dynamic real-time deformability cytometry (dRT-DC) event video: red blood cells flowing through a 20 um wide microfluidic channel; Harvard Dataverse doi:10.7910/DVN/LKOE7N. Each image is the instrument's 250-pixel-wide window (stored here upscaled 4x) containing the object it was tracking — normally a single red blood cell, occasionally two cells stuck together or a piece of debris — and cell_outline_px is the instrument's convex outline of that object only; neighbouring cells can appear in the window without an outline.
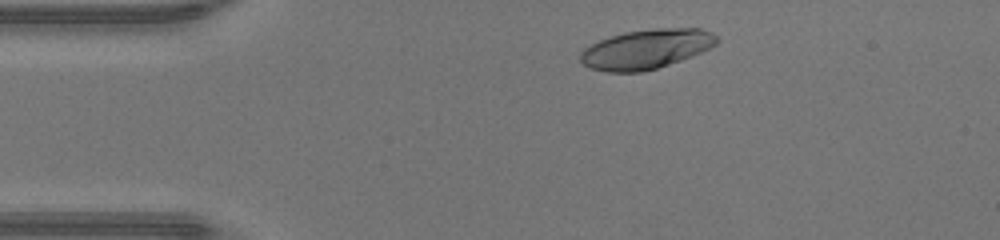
{"species": "human", "species_latin": "Homo sapiens", "temperature_condition": "warm", "stored_images_in_passage": 37, "camera_frame_rate_fps": 3000, "um_per_image_px": 0.085, "donor": {"sex": "male"}, "frame": {"image": 1, "passage_image": 4, "time_ms": 1.0, "image_size_px": [1000, 240], "cell_outline_px": [[720, 40], [716, 44], [692, 56], [656, 68], [640, 72], [604, 72], [592, 68], [584, 64], [580, 60], [580, 52], [584, 48], [600, 40], [624, 32], [652, 28], [700, 28], [712, 32]], "centroid_in_image_um": [54.93, 4.16], "position_along_channel_um": 30.1, "area_um2": 31.27}}
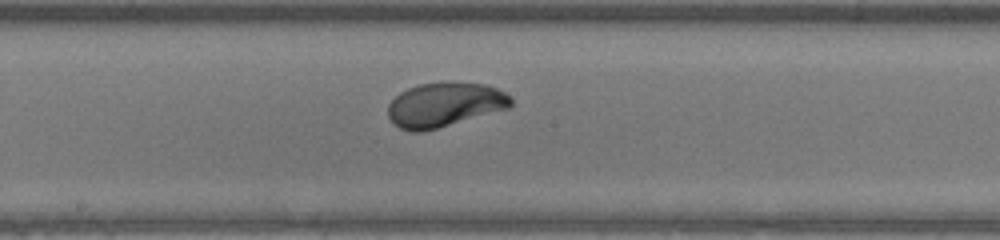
{"frame": {"image": 2, "passage_image": 20, "time_ms": 6.333, "image_size_px": [1000, 240], "cell_outline_px": [[512, 104], [508, 108], [436, 128], [420, 132], [412, 132], [400, 128], [388, 116], [388, 104], [400, 92], [408, 88], [420, 84], [448, 80], [484, 84], [496, 88], [504, 92], [512, 100]], "centroid_in_image_um": [37.77, 8.87], "position_along_channel_um": 210.4, "area_um2": 31.67}}
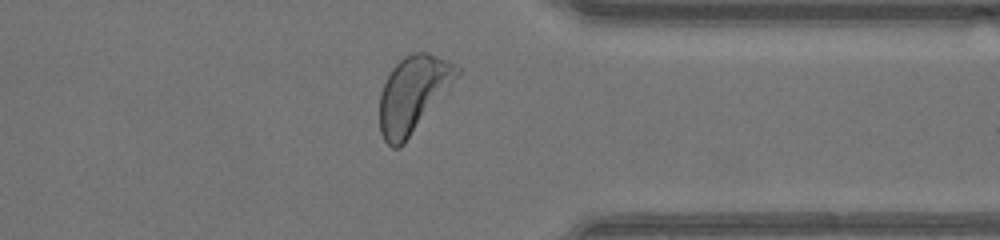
{"frame": {"image": 3, "passage_image": 32, "time_ms": 10.333, "image_size_px": [1000, 240], "cell_outline_px": [[464, 68], [448, 92], [404, 144], [400, 148], [392, 148], [384, 140], [380, 132], [380, 92], [392, 68], [404, 56], [412, 52], [428, 52], [448, 60]], "centroid_in_image_um": [35.16, 7.99], "position_along_channel_um": 376.2, "area_um2": 34.85}, "authors_computed_cell_mechanics": {"area_um2": 32.0212, "velocity_mm_per_s": 4.3388, "shape_relaxation_time_tau1_ms": 3.0973, "shape_relaxation_time_tau2_ms": null, "deformation_change_tau1": 0.1998, "deformation_change_tau2": null}}